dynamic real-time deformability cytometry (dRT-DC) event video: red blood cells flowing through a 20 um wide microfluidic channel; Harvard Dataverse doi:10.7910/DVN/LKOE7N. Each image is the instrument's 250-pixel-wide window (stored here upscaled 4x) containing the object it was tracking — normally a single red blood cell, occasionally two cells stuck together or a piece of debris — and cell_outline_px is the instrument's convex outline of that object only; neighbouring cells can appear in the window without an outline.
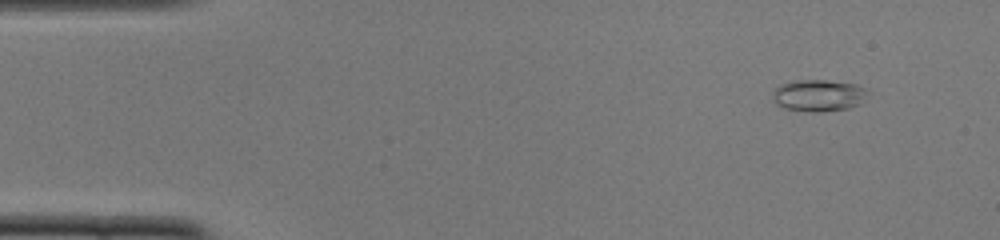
{"species": "common noctule bat (a hibernating species)", "species_latin": "Nyctalus noctula", "temperature_condition": "cold", "stored_images_in_passage": 11, "camera_frame_rate_fps": 3000, "um_per_image_px": 0.085, "animal": {"sex": "female", "body_mass_g": 22.0, "forearm_length_mm": 56.7}, "frame": {"image": 1, "passage_image": 2, "time_ms": 0.333, "image_size_px": [1000, 240], "cell_outline_px": [[868, 88], [860, 104], [848, 108], [820, 112], [808, 112], [784, 108], [776, 104], [772, 96], [772, 92], [780, 84], [800, 80], [824, 80], [856, 84]], "centroid_in_image_um": [69.55, 8.12], "position_along_channel_um": 15.4, "area_um2": 17.57}}